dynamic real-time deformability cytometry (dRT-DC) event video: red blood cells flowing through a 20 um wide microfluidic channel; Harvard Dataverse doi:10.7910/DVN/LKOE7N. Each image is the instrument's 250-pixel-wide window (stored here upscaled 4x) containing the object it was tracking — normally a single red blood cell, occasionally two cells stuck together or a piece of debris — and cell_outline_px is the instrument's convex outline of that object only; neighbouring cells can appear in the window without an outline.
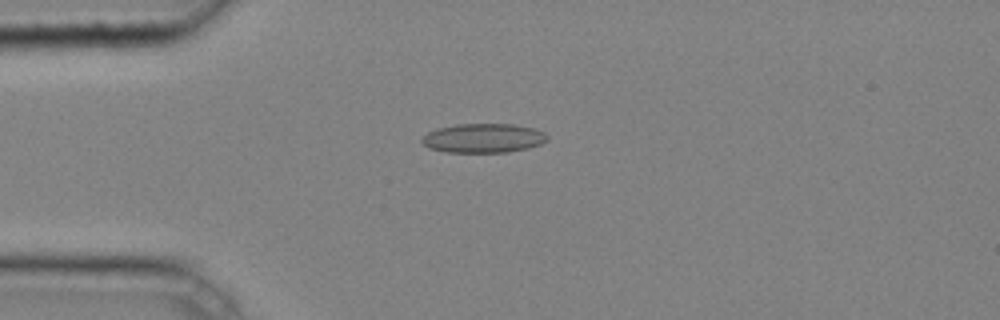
{"species": "common noctule bat (a hibernating species)", "species_latin": "Nyctalus noctula", "temperature_condition": "cold", "stored_images_in_passage": 37, "camera_frame_rate_fps": 3000, "um_per_image_px": 0.085, "animal": {"sex": "male", "body_mass_g": 20.4}, "frame": {"image": 1, "passage_image": 6, "time_ms": 1.667, "image_size_px": [1000, 320], "cell_outline_px": [[548, 140], [540, 144], [528, 148], [508, 152], [444, 152], [428, 148], [420, 140], [428, 132], [436, 128], [456, 124], [512, 124], [536, 128], [544, 132], [548, 136]], "centroid_in_image_um": [41.09, 11.74], "position_along_channel_um": 43.9, "area_um2": 21.5}}
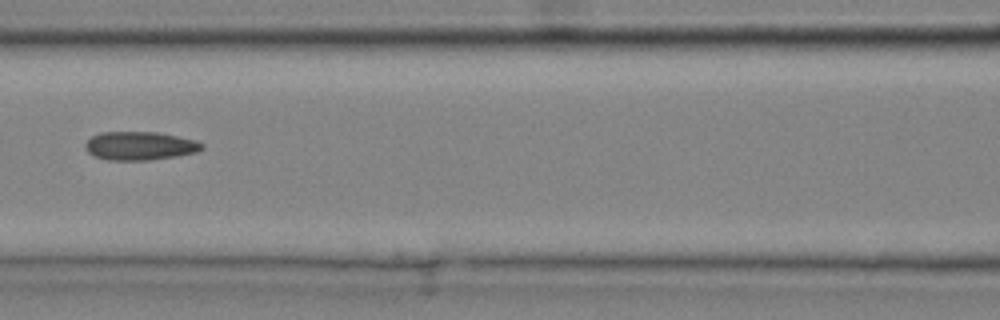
{"frame": {"image": 2, "passage_image": 15, "time_ms": 4.667, "image_size_px": [1000, 320], "cell_outline_px": [[204, 148], [196, 152], [176, 156], [148, 160], [108, 160], [96, 156], [88, 152], [84, 148], [84, 144], [92, 136], [100, 132], [156, 132], [196, 140], [204, 144]], "centroid_in_image_um": [11.88, 12.39], "position_along_channel_um": 154.7, "area_um2": 19.31}}
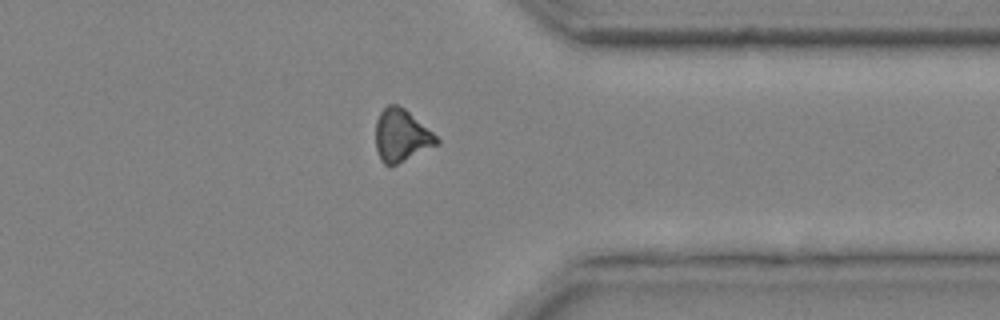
{"frame": {"image": 3, "passage_image": 31, "time_ms": 10.0, "image_size_px": [1000, 320], "cell_outline_px": [[440, 144], [396, 164], [384, 164], [380, 160], [376, 148], [376, 120], [380, 112], [388, 104], [396, 104], [404, 108], [432, 132], [440, 140]], "centroid_in_image_um": [34.11, 11.51], "position_along_channel_um": 377.3, "area_um2": 18.44}, "authors_computed_cell_mechanics": {"area_um2": 19.0162, "velocity_mm_per_s": 4.2866, "shape_relaxation_time_tau1_ms": null, "shape_relaxation_time_tau2_ms": 3.3001, "deformation_change_tau1": null, "deformation_change_tau2": 0.1038}}